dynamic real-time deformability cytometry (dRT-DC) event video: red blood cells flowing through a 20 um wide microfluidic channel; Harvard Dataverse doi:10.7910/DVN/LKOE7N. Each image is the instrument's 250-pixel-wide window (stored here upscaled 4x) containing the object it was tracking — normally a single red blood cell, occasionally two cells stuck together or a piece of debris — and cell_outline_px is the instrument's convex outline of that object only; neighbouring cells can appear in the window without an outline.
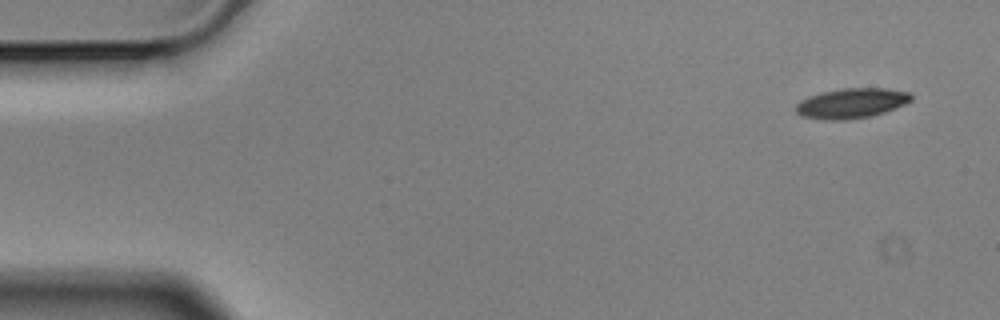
{"species": "Egyptian fruit bat (a non-hibernating species)", "species_latin": "Rousettus aegyptiacus", "temperature_condition": "cold", "stored_images_in_passage": 4, "camera_frame_rate_fps": 3000, "um_per_image_px": 0.085, "animal": {"sex": "male"}, "frame": {"image": 1, "passage_image": 1, "time_ms": 0.0, "image_size_px": [1000, 320], "cell_outline_px": [[912, 100], [896, 108], [872, 116], [844, 120], [820, 120], [800, 116], [796, 112], [796, 104], [800, 100], [808, 96], [820, 92], [840, 88], [888, 88], [912, 92]], "centroid_in_image_um": [72.36, 8.77], "position_along_channel_um": 12.6, "area_um2": 20.58}}
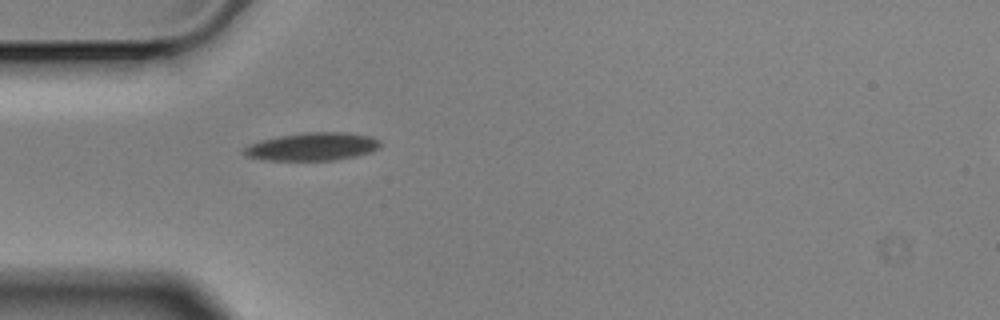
{"frame": {"image": 2, "passage_image": 4, "time_ms": 1.0, "image_size_px": [1000, 320], "cell_outline_px": [[380, 148], [372, 152], [356, 156], [336, 160], [264, 160], [244, 156], [240, 152], [248, 144], [260, 140], [280, 136], [304, 132], [348, 132], [372, 136], [380, 140]], "centroid_in_image_um": [26.55, 12.46], "position_along_channel_um": 58.5, "area_um2": 22.6}}